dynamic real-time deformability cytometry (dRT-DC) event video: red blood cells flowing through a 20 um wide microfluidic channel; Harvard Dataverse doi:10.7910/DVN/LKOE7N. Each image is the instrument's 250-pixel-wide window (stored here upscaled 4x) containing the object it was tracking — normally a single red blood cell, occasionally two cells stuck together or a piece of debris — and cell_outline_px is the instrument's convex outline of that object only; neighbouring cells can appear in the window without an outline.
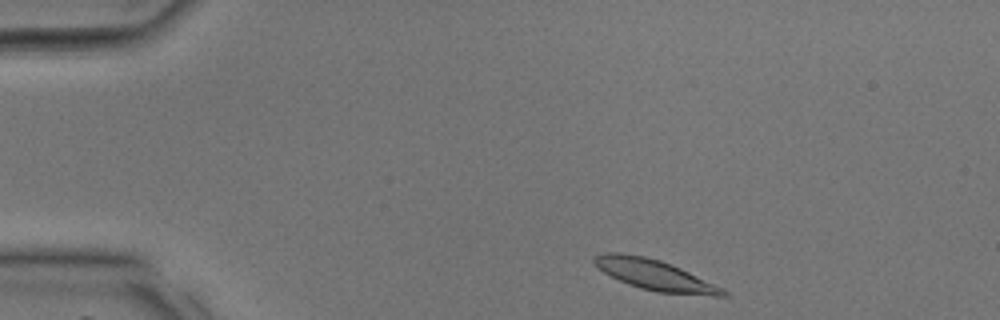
{"species": "common noctule bat (a hibernating species)", "species_latin": "Nyctalus noctula", "temperature_condition": "room temperature", "stored_images_in_passage": 32, "camera_frame_rate_fps": 3000, "um_per_image_px": 0.085, "animal": {"sex": "male", "body_mass_g": 17.9, "forearm_length_mm": 54.2}, "frame": {"image": 1, "passage_image": 1, "time_ms": 0.0, "image_size_px": [1000, 320], "cell_outline_px": [[728, 296], [712, 296], [656, 292], [640, 288], [628, 284], [604, 272], [592, 260], [592, 256], [604, 252], [620, 252], [644, 256], [660, 260], [680, 268], [724, 288], [728, 292]], "centroid_in_image_um": [55.68, 23.37], "position_along_channel_um": 29.3, "area_um2": 22.83}}
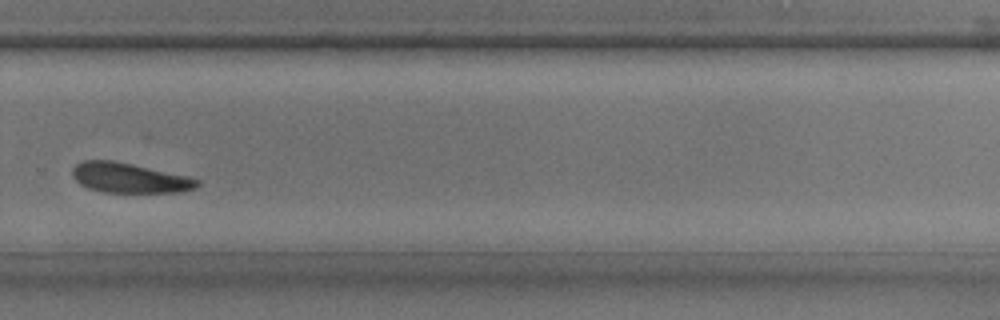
{"frame": {"image": 2, "passage_image": 21, "time_ms": 6.667, "image_size_px": [1000, 320], "cell_outline_px": [[200, 184], [196, 188], [180, 192], [100, 192], [88, 188], [80, 184], [72, 176], [72, 168], [76, 164], [84, 160], [112, 160], [132, 164], [188, 176], [200, 180]], "centroid_in_image_um": [10.99, 15.12], "position_along_channel_um": 318.8, "area_um2": 21.79}}
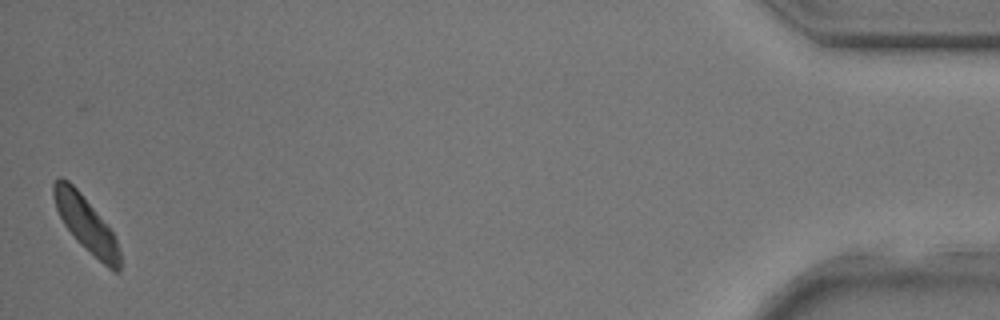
{"frame": {"image": 3, "passage_image": 32, "time_ms": 10.333, "image_size_px": [1000, 320], "cell_outline_px": [[120, 272], [116, 272], [108, 268], [84, 248], [76, 240], [64, 224], [56, 208], [52, 196], [52, 184], [60, 176], [68, 180], [80, 192], [112, 232], [116, 240], [120, 252]], "centroid_in_image_um": [7.29, 19.04], "position_along_channel_um": 427.9, "area_um2": 20.98}}